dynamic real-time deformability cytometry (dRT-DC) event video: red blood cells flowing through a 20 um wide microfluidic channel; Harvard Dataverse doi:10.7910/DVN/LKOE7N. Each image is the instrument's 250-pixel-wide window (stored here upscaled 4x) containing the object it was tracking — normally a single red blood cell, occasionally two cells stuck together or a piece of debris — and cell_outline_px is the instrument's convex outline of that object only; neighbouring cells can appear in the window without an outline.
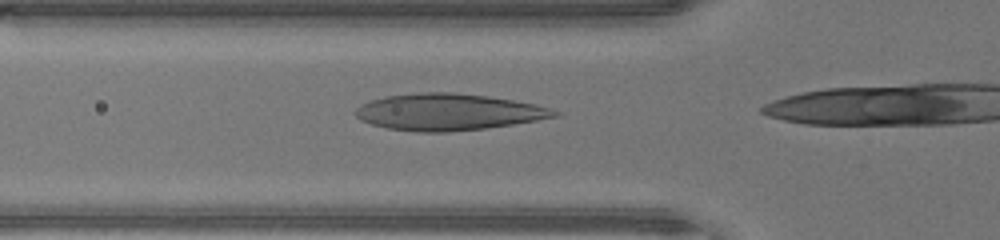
{"species": "human", "species_latin": "Homo sapiens", "temperature_condition": "warm", "stored_images_in_passage": 9, "camera_frame_rate_fps": 3000, "um_per_image_px": 0.085, "donor": {"sex": "male"}, "frame": {"image": 1, "passage_image": 2, "time_ms": 0.333, "image_size_px": [1000, 240], "cell_outline_px": [[564, 112], [560, 116], [512, 124], [484, 128], [444, 132], [416, 132], [388, 128], [372, 124], [360, 120], [352, 112], [360, 104], [384, 96], [416, 92], [452, 92], [488, 96], [536, 104]], "centroid_in_image_um": [38.09, 9.51], "position_along_channel_um": 87.7, "area_um2": 42.6}}
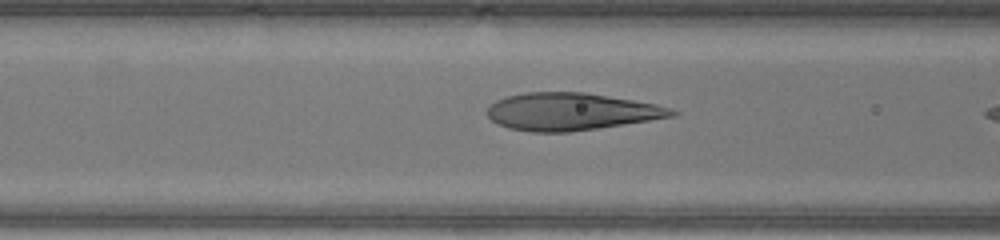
{"frame": {"image": 2, "passage_image": 4, "time_ms": 1.0, "image_size_px": [1000, 240], "cell_outline_px": [[680, 112], [676, 116], [596, 128], [568, 132], [532, 132], [508, 128], [496, 124], [488, 116], [488, 108], [496, 100], [508, 96], [524, 92], [584, 92], [656, 104], [672, 108]], "centroid_in_image_um": [48.54, 9.49], "position_along_channel_um": 118.1, "area_um2": 40.0}}
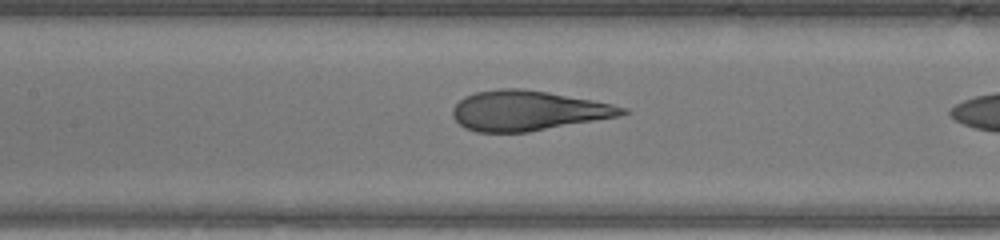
{"frame": {"image": 3, "passage_image": 7, "time_ms": 2.0, "image_size_px": [1000, 240], "cell_outline_px": [[632, 112], [620, 116], [528, 132], [476, 132], [464, 128], [452, 116], [452, 108], [464, 96], [476, 92], [496, 88], [520, 88], [548, 92], [592, 100], [612, 104], [628, 108]], "centroid_in_image_um": [44.87, 9.4], "position_along_channel_um": 162.5, "area_um2": 39.59}}